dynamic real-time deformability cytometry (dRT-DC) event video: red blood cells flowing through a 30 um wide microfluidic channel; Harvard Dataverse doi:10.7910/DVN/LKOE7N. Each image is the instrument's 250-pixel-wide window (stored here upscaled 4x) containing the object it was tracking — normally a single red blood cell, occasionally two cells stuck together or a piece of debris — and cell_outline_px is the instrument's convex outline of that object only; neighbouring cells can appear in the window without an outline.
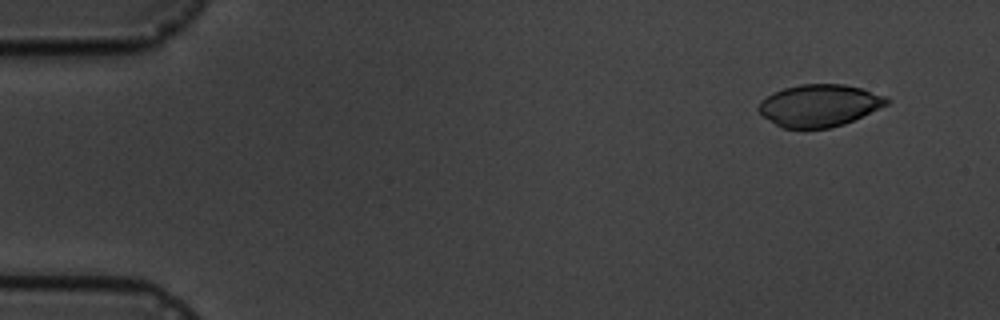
{"species": "common noctule bat (a hibernating species)", "species_latin": "Nyctalus noctula", "temperature_condition": "cold", "stored_images_in_passage": 8, "camera_frame_rate_fps": 3000, "um_per_image_px": 0.085, "animal": {"sex": "male", "body_mass_g": 19.5, "forearm_length_mm": 54.6}, "frame": {"image": 1, "passage_image": 2, "time_ms": 1.333, "image_size_px": [1000, 320], "cell_outline_px": [[892, 100], [888, 104], [844, 124], [828, 128], [784, 128], [776, 124], [764, 116], [756, 108], [760, 100], [772, 92], [784, 88], [800, 84], [844, 84], [860, 88], [888, 96]], "centroid_in_image_um": [69.64, 8.95], "position_along_channel_um": 15.4, "area_um2": 31.44}}